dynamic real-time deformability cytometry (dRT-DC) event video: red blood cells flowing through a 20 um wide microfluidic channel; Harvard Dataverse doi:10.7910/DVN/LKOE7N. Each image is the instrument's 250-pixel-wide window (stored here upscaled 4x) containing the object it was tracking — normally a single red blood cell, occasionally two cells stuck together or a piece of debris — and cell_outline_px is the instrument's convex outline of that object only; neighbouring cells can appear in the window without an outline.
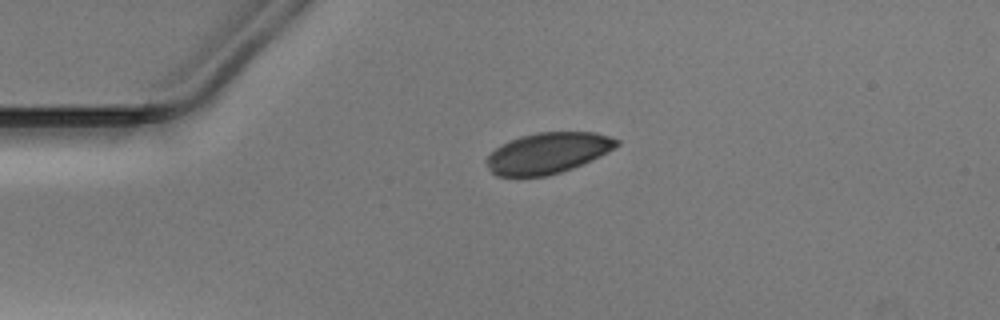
{"species": "Egyptian fruit bat (a non-hibernating species)", "species_latin": "Rousettus aegyptiacus", "temperature_condition": "warm", "stored_images_in_passage": 40, "camera_frame_rate_fps": 3000, "um_per_image_px": 0.085, "animal": {"sex": "male"}, "frame": {"image": 1, "passage_image": 1, "time_ms": 0.0, "image_size_px": [1000, 320], "cell_outline_px": [[620, 144], [608, 152], [600, 156], [572, 168], [560, 172], [544, 176], [496, 176], [488, 168], [484, 160], [500, 144], [520, 136], [536, 132], [596, 132], [620, 140]], "centroid_in_image_um": [46.55, 13.0], "position_along_channel_um": 38.4, "area_um2": 30.98}}
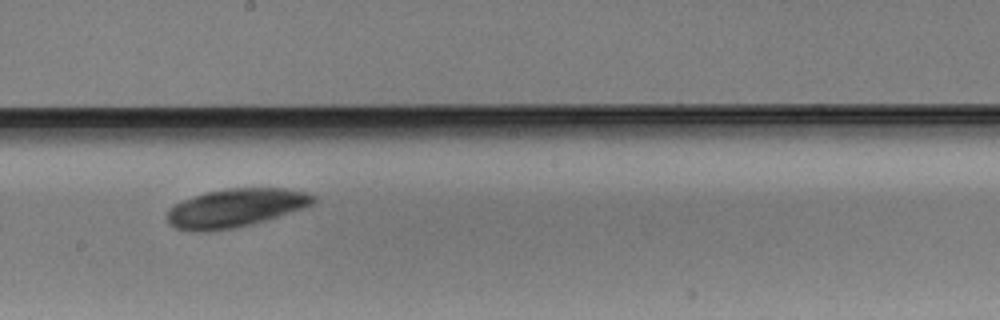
{"frame": {"image": 2, "passage_image": 18, "time_ms": 5.667, "image_size_px": [1000, 320], "cell_outline_px": [[316, 200], [312, 204], [304, 208], [252, 224], [236, 228], [204, 232], [192, 232], [176, 228], [168, 224], [168, 208], [172, 204], [208, 192], [228, 188], [284, 188], [308, 192], [316, 196]], "centroid_in_image_um": [20.01, 17.68], "position_along_channel_um": 228.2, "area_um2": 32.83}}
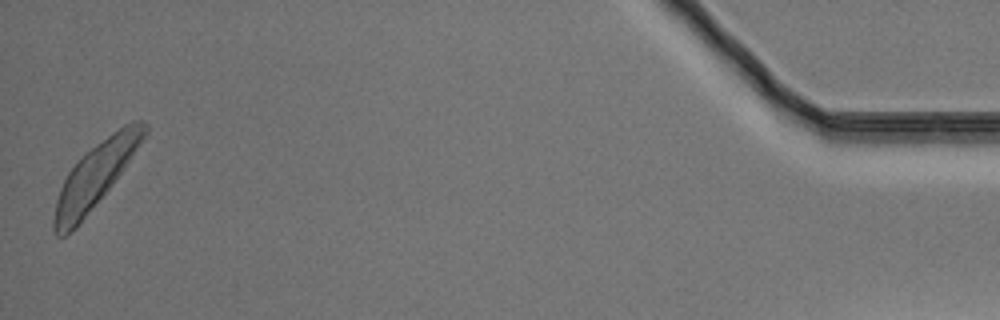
{"frame": {"image": 3, "passage_image": 40, "time_ms": 13.0, "image_size_px": [1000, 320], "cell_outline_px": [[148, 132], [112, 184], [80, 224], [76, 228], [64, 236], [56, 236], [52, 228], [52, 220], [56, 200], [60, 188], [68, 172], [84, 152], [112, 132], [124, 124], [132, 120], [140, 120], [148, 124]], "centroid_in_image_um": [8.07, 14.92], "position_along_channel_um": 427.1, "area_um2": 33.58}}